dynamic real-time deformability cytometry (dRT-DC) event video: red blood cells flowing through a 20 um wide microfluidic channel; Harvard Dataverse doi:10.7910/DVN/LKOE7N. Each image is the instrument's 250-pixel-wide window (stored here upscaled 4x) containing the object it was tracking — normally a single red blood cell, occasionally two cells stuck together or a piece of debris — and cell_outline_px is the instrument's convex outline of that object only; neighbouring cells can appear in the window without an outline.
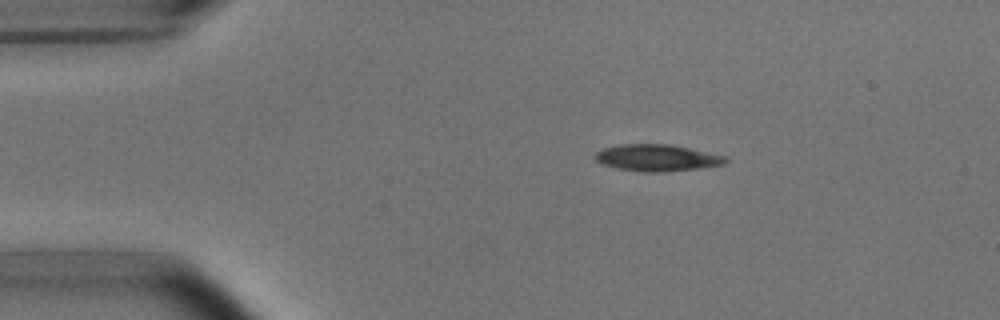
{"species": "common noctule bat (a hibernating species)", "species_latin": "Nyctalus noctula", "temperature_condition": "room temperature", "stored_images_in_passage": 2, "camera_frame_rate_fps": 3000, "um_per_image_px": 0.085, "animal": {"sex": "male", "body_mass_g": 15.6}, "frame": {"image": 1, "passage_image": 1, "time_ms": 0.0, "image_size_px": [1000, 320], "cell_outline_px": [[728, 160], [724, 164], [700, 168], [664, 172], [644, 172], [616, 168], [604, 164], [596, 160], [596, 152], [604, 148], [620, 144], [668, 144], [728, 156]], "centroid_in_image_um": [55.88, 13.41], "position_along_channel_um": 29.1, "area_um2": 20.17}}